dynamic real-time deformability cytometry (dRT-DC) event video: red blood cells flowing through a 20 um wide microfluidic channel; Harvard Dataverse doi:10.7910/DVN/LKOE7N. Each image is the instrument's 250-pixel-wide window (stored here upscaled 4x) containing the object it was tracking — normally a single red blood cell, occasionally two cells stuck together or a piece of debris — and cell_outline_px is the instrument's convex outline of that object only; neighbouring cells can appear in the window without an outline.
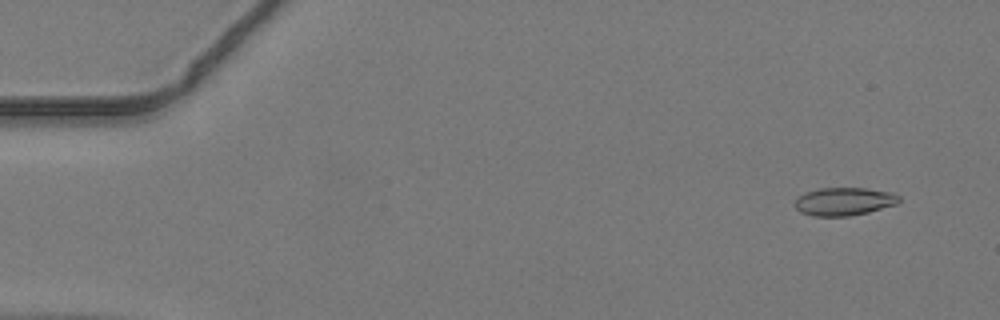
{"species": "common noctule bat (a hibernating species)", "species_latin": "Nyctalus noctula", "temperature_condition": "warm", "stored_images_in_passage": 13, "camera_frame_rate_fps": 3000, "um_per_image_px": 0.085, "animal": {"sex": "male", "body_mass_g": 19.2, "forearm_length_mm": 51.8}, "frame": {"image": 1, "passage_image": 4, "time_ms": 1.0, "image_size_px": [1000, 320], "cell_outline_px": [[900, 200], [896, 204], [868, 212], [848, 216], [812, 216], [800, 212], [796, 208], [796, 200], [804, 192], [820, 188], [864, 188], [892, 192], [900, 196]], "centroid_in_image_um": [71.75, 17.12], "position_along_channel_um": 13.3, "area_um2": 16.94}}